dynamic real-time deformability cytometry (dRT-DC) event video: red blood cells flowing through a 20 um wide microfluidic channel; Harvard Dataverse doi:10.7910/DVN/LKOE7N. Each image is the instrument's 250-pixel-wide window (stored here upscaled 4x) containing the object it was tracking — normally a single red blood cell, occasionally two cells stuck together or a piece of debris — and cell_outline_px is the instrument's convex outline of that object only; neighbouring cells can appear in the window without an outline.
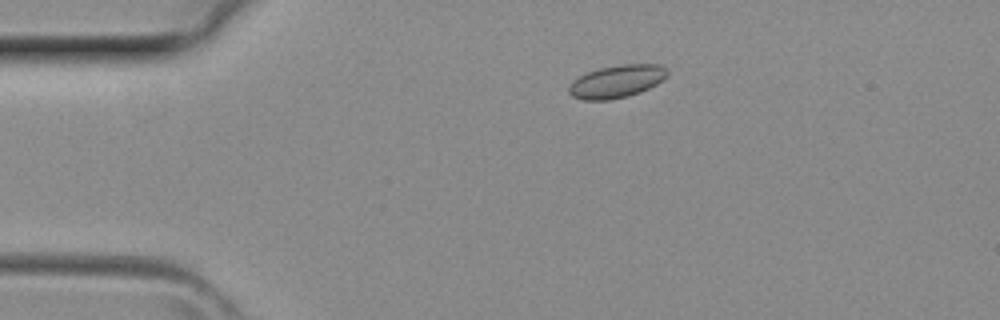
{"species": "common noctule bat (a hibernating species)", "species_latin": "Nyctalus noctula", "temperature_condition": "room temperature", "stored_images_in_passage": 2, "camera_frame_rate_fps": 3000, "um_per_image_px": 0.085, "animal": {"sex": "female", "body_mass_g": 29.2, "forearm_length_mm": 56.3}, "frame": {"image": 1, "passage_image": 2, "time_ms": 0.333, "image_size_px": [1000, 320], "cell_outline_px": [[668, 76], [656, 84], [640, 92], [628, 96], [608, 100], [584, 100], [572, 96], [568, 92], [568, 88], [572, 80], [588, 72], [600, 68], [624, 64], [660, 64], [668, 68]], "centroid_in_image_um": [52.43, 6.92], "position_along_channel_um": 32.6, "area_um2": 18.79}}